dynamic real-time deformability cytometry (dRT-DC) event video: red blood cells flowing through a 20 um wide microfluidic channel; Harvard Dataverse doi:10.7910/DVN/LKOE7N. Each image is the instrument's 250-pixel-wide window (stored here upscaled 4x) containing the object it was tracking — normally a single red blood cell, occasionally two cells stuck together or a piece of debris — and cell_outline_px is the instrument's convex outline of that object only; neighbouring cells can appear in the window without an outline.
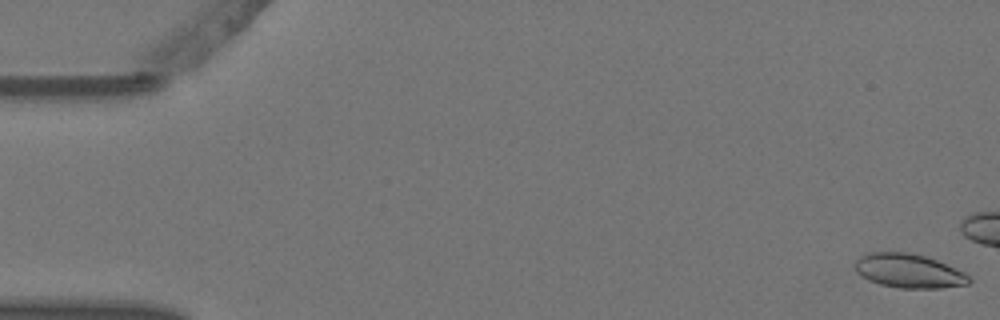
{"species": "Egyptian fruit bat (a non-hibernating species)", "species_latin": "Rousettus aegyptiacus", "temperature_condition": "warm", "stored_images_in_passage": 7, "camera_frame_rate_fps": 3000, "um_per_image_px": 0.085, "animal": {"sex": "female"}, "frame": {"image": 1, "passage_image": 1, "time_ms": 0.0, "image_size_px": [1000, 320], "cell_outline_px": [[972, 280], [968, 284], [944, 288], [900, 288], [880, 284], [868, 280], [860, 276], [856, 272], [856, 260], [860, 256], [868, 252], [908, 252], [924, 256], [936, 260], [964, 272]], "centroid_in_image_um": [77.23, 23.03], "position_along_channel_um": 7.8, "area_um2": 22.6}}
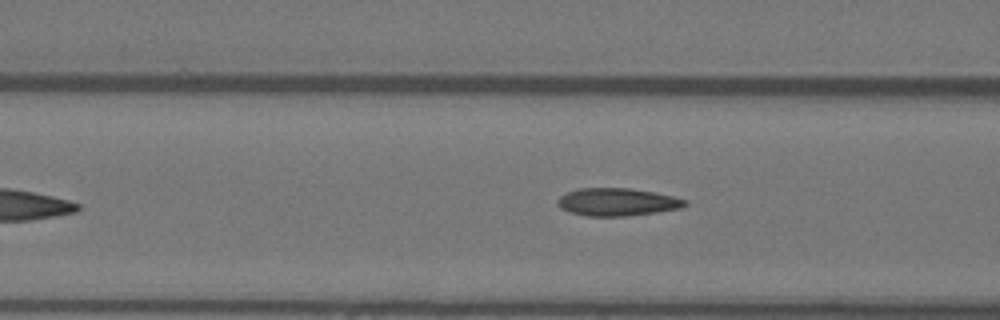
{"frame": {"image": 2, "passage_image": 7, "time_ms": 2.0, "image_size_px": [1000, 320], "cell_outline_px": [[688, 204], [680, 208], [656, 212], [624, 216], [584, 216], [560, 208], [556, 200], [560, 196], [568, 192], [580, 188], [628, 188], [652, 192], [672, 196], [688, 200]], "centroid_in_image_um": [52.45, 17.17], "position_along_channel_um": 114.1, "area_um2": 20.4}}